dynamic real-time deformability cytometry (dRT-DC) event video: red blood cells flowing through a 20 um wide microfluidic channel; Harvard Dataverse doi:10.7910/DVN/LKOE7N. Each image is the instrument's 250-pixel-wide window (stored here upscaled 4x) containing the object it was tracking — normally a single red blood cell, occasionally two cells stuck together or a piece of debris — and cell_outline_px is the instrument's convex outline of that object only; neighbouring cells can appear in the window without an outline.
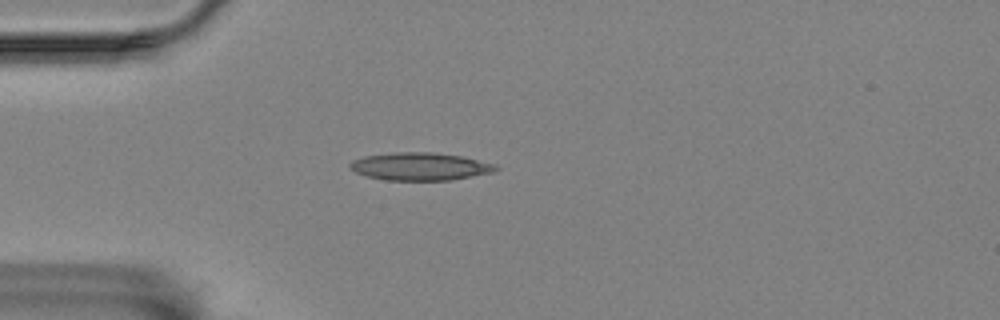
{"species": "Egyptian fruit bat (a non-hibernating species)", "species_latin": "Rousettus aegyptiacus", "temperature_condition": "room temperature", "stored_images_in_passage": 44, "camera_frame_rate_fps": 3000, "um_per_image_px": 0.085, "animal": {"sex": "female"}, "frame": {"image": 1, "passage_image": 2, "time_ms": 0.333, "image_size_px": [1000, 320], "cell_outline_px": [[500, 168], [492, 172], [452, 180], [384, 180], [368, 176], [356, 172], [348, 164], [352, 160], [364, 156], [396, 152], [432, 152], [460, 156], [496, 164]], "centroid_in_image_um": [35.71, 14.15], "position_along_channel_um": 49.3, "area_um2": 23.41}}
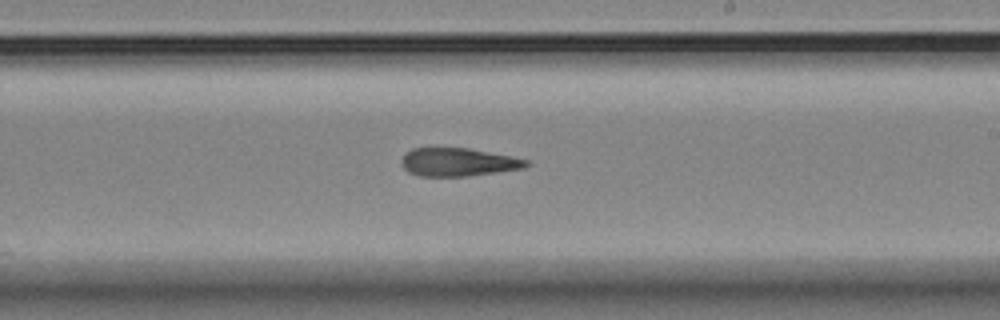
{"frame": {"image": 2, "passage_image": 20, "time_ms": 6.333, "image_size_px": [1000, 320], "cell_outline_px": [[532, 164], [524, 168], [468, 176], [420, 176], [408, 172], [404, 168], [400, 160], [404, 152], [412, 148], [468, 148], [528, 160]], "centroid_in_image_um": [38.9, 13.78], "position_along_channel_um": 250.1, "area_um2": 20.46}}
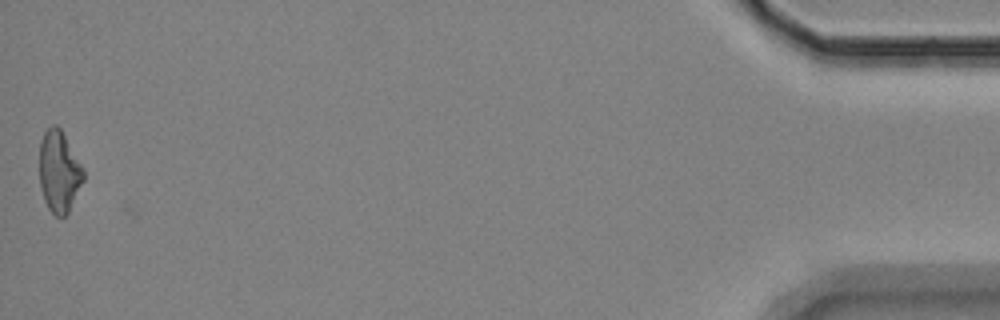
{"frame": {"image": 3, "passage_image": 43, "time_ms": 14.0, "image_size_px": [1000, 320], "cell_outline_px": [[84, 180], [68, 212], [64, 216], [56, 216], [48, 208], [44, 200], [40, 184], [40, 140], [44, 132], [52, 124], [56, 124], [60, 128], [80, 164], [84, 172]], "centroid_in_image_um": [5.0, 14.58], "position_along_channel_um": 430.2, "area_um2": 20.52}}